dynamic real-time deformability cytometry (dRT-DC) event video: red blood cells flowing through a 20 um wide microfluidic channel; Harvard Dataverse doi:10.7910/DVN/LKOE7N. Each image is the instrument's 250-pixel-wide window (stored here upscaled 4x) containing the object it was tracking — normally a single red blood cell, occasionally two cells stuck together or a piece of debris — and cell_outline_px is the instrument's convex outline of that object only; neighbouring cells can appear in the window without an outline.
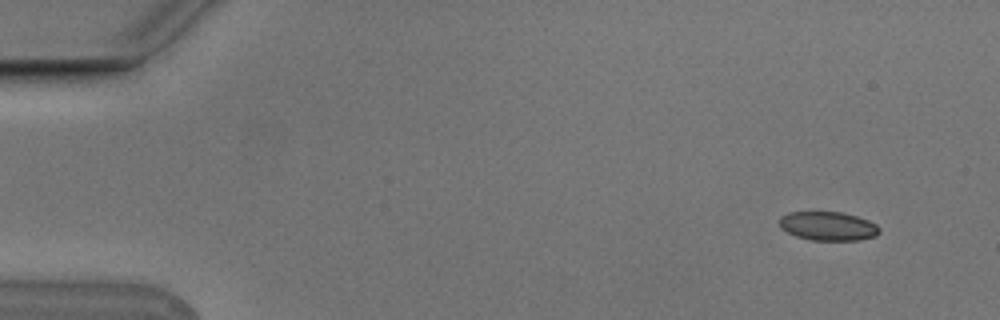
{"species": "Egyptian fruit bat (a non-hibernating species)", "species_latin": "Rousettus aegyptiacus", "temperature_condition": "cold", "stored_images_in_passage": 9, "camera_frame_rate_fps": 3000, "um_per_image_px": 0.085, "animal": {"sex": "male"}, "frame": {"image": 1, "passage_image": 1, "time_ms": 0.0, "image_size_px": [1000, 320], "cell_outline_px": [[880, 232], [876, 236], [856, 240], [812, 240], [796, 236], [780, 228], [780, 216], [788, 212], [844, 212], [868, 220], [876, 224], [880, 228]], "centroid_in_image_um": [70.39, 19.21], "position_along_channel_um": 14.6, "area_um2": 16.82}}
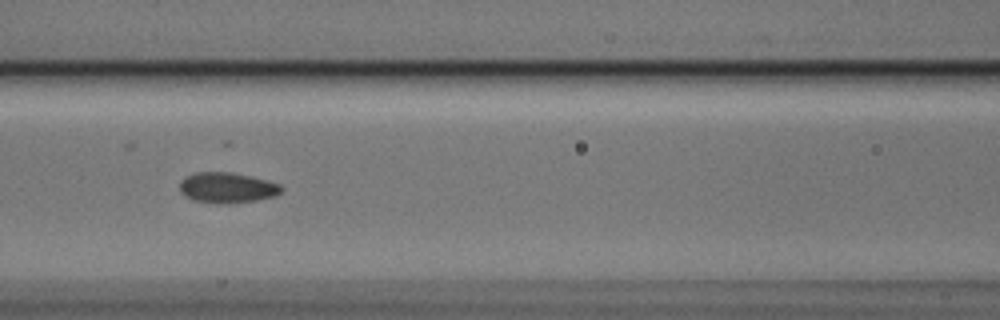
{"frame": {"image": 2, "passage_image": 7, "time_ms": 2.0, "image_size_px": [1000, 320], "cell_outline_px": [[284, 188], [276, 196], [256, 200], [228, 204], [216, 204], [192, 200], [184, 196], [180, 192], [180, 180], [184, 176], [196, 172], [228, 172], [248, 176], [280, 184]], "centroid_in_image_um": [19.25, 15.97], "position_along_channel_um": 147.3, "area_um2": 18.21}}
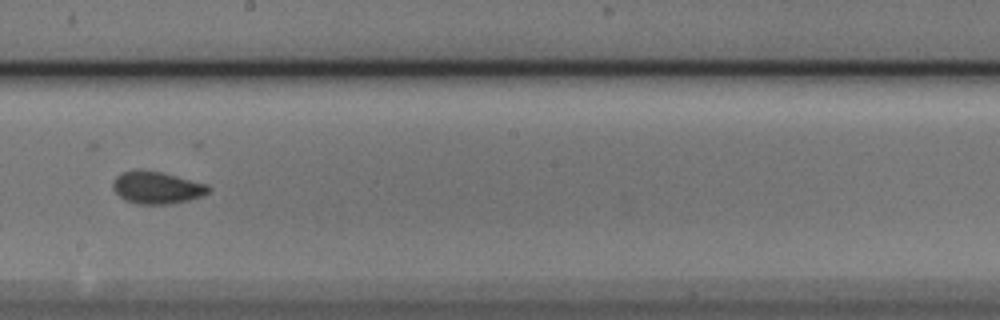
{"frame": {"image": 3, "passage_image": 9, "time_ms": 2.667, "image_size_px": [1000, 320], "cell_outline_px": [[212, 188], [208, 192], [200, 196], [188, 200], [172, 204], [136, 204], [124, 200], [112, 188], [112, 184], [116, 176], [124, 172], [140, 168], [160, 172], [208, 184]], "centroid_in_image_um": [13.31, 15.94], "position_along_channel_um": 234.9, "area_um2": 18.03}}